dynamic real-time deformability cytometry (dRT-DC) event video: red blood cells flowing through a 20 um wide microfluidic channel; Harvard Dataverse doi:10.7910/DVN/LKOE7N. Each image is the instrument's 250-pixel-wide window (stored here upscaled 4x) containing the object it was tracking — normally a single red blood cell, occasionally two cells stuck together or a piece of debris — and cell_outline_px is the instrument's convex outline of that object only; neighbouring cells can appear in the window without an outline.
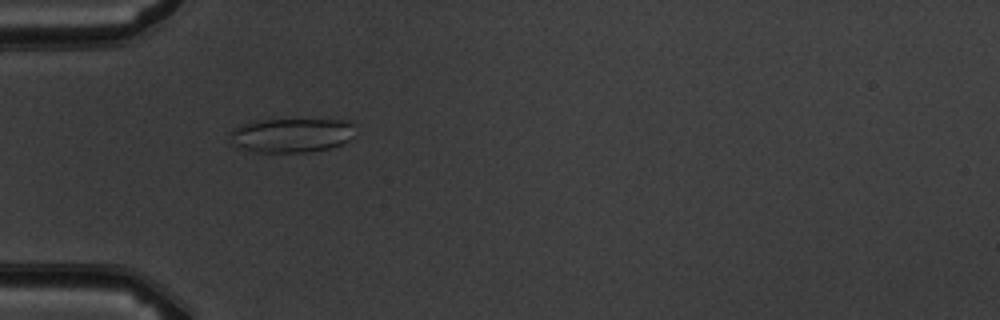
{"species": "common noctule bat (a hibernating species)", "species_latin": "Nyctalus noctula", "temperature_condition": "warm", "stored_images_in_passage": 3, "camera_frame_rate_fps": 3000, "um_per_image_px": 0.085, "animal": {"sex": "male", "body_mass_g": 19.5, "forearm_length_mm": 54.6}, "frame": {"image": 1, "passage_image": 2, "time_ms": 1.0, "image_size_px": [1000, 320], "cell_outline_px": [[352, 136], [344, 144], [332, 148], [308, 152], [244, 152], [232, 140], [232, 128], [240, 124], [256, 120], [352, 120]], "centroid_in_image_um": [24.77, 11.5], "position_along_channel_um": 60.2, "area_um2": 25.09}}
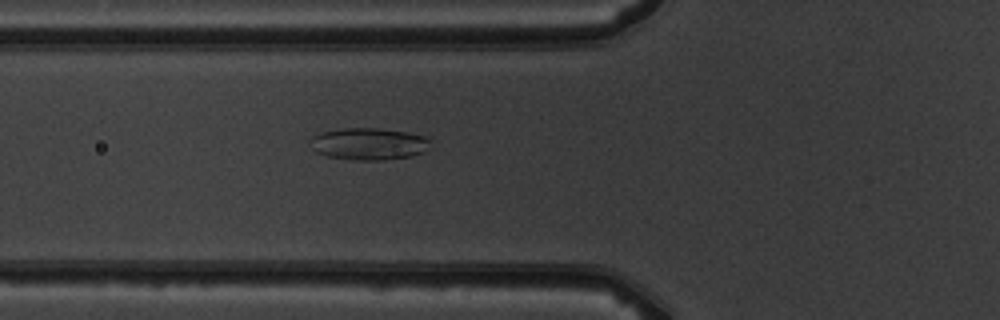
{"frame": {"image": 2, "passage_image": 3, "time_ms": 2.0, "image_size_px": [1000, 320], "cell_outline_px": [[432, 140], [424, 152], [412, 156], [384, 160], [352, 160], [328, 156], [316, 152], [312, 148], [308, 140], [312, 136], [324, 132], [344, 128], [380, 128], [408, 132], [428, 136]], "centroid_in_image_um": [31.37, 12.23], "position_along_channel_um": 94.4, "area_um2": 22.66}}